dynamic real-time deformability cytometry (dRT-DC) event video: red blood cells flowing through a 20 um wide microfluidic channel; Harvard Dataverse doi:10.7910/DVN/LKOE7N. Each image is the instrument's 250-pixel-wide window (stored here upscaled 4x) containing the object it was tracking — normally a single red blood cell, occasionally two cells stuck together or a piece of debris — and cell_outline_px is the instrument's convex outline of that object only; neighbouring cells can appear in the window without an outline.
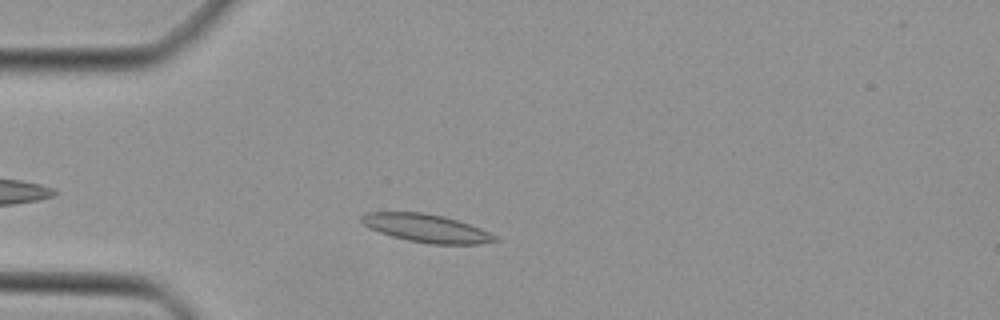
{"species": "Egyptian fruit bat (a non-hibernating species)", "species_latin": "Rousettus aegyptiacus", "temperature_condition": "cold", "stored_images_in_passage": 21, "camera_frame_rate_fps": 3000, "um_per_image_px": 0.085, "animal": {"sex": "female"}, "frame": {"image": 1, "passage_image": 5, "time_ms": 1.333, "image_size_px": [1000, 320], "cell_outline_px": [[500, 240], [480, 244], [432, 244], [408, 240], [392, 236], [368, 228], [360, 220], [360, 216], [368, 212], [420, 212], [444, 216], [480, 228], [496, 236]], "centroid_in_image_um": [36.23, 19.4], "position_along_channel_um": 48.8, "area_um2": 21.68}}
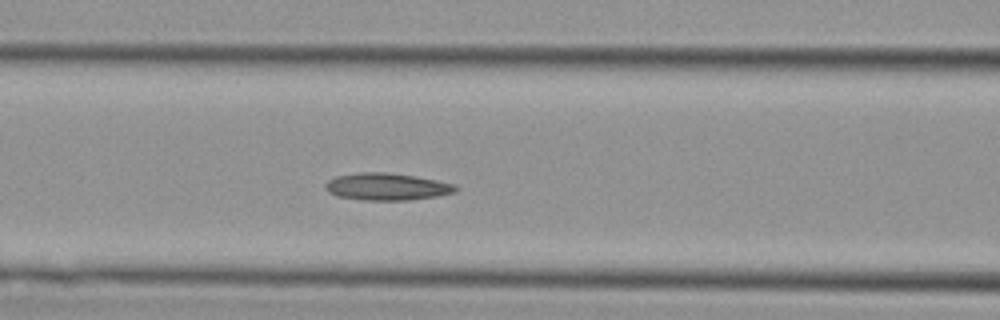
{"frame": {"image": 2, "passage_image": 12, "time_ms": 3.667, "image_size_px": [1000, 320], "cell_outline_px": [[460, 188], [456, 192], [436, 196], [408, 200], [364, 200], [336, 196], [328, 192], [324, 188], [324, 184], [328, 180], [336, 176], [356, 172], [388, 172], [416, 176], [456, 184]], "centroid_in_image_um": [32.87, 15.86], "position_along_channel_um": 133.7, "area_um2": 20.87}}
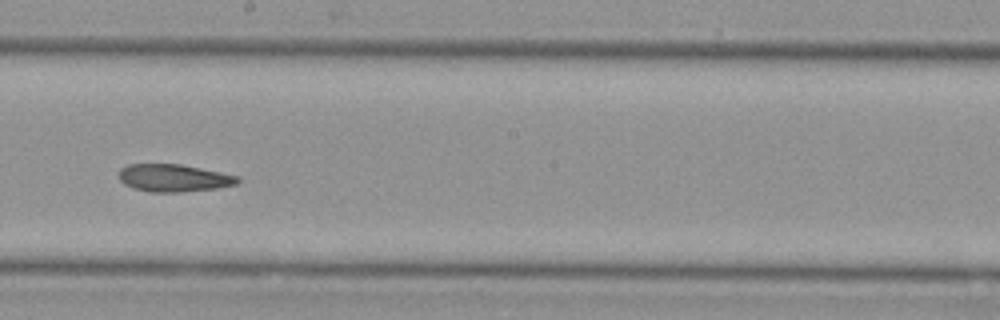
{"frame": {"image": 3, "passage_image": 19, "time_ms": 6.0, "image_size_px": [1000, 320], "cell_outline_px": [[240, 180], [236, 184], [216, 188], [180, 192], [152, 192], [132, 188], [124, 184], [120, 180], [120, 168], [128, 164], [180, 164], [240, 176]], "centroid_in_image_um": [14.76, 15.12], "position_along_channel_um": 233.4, "area_um2": 18.96}}